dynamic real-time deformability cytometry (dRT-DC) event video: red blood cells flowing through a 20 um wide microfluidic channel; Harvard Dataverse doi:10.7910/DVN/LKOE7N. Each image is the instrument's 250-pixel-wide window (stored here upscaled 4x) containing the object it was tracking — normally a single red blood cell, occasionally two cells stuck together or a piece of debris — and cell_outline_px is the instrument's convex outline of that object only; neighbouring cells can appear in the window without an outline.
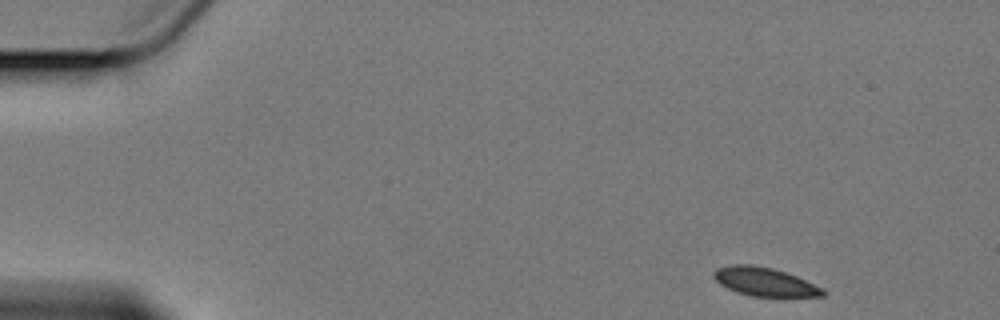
{"species": "Egyptian fruit bat (a non-hibernating species)", "species_latin": "Rousettus aegyptiacus", "temperature_condition": "cold", "stored_images_in_passage": 10, "camera_frame_rate_fps": 3000, "um_per_image_px": 0.085, "animal": {"sex": "female"}, "frame": {"image": 1, "passage_image": 1, "time_ms": 0.0, "image_size_px": [1000, 320], "cell_outline_px": [[828, 292], [824, 296], [752, 296], [736, 292], [720, 284], [712, 276], [712, 272], [716, 268], [732, 264], [752, 264], [772, 268], [796, 276], [824, 288]], "centroid_in_image_um": [64.98, 23.94], "position_along_channel_um": 20.0, "area_um2": 18.21}}
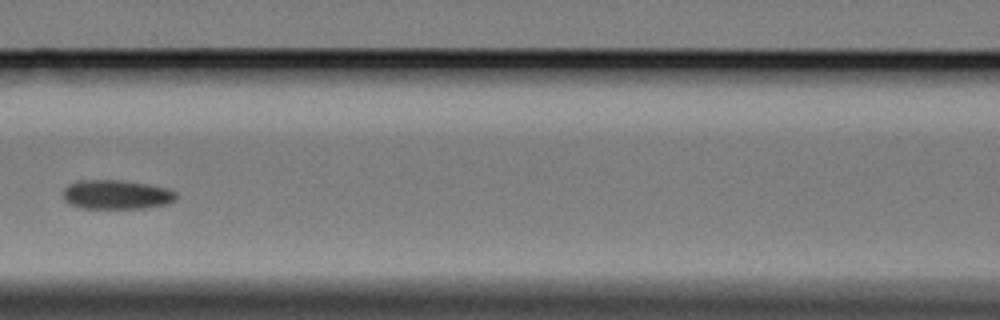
{"frame": {"image": 2, "passage_image": 6, "time_ms": 7.0, "image_size_px": [1000, 320], "cell_outline_px": [[176, 200], [168, 204], [144, 208], [80, 208], [68, 204], [64, 200], [64, 188], [68, 184], [80, 180], [124, 180], [148, 184], [168, 188], [176, 192]], "centroid_in_image_um": [9.9, 16.54], "position_along_channel_um": 156.7, "area_um2": 19.48}}
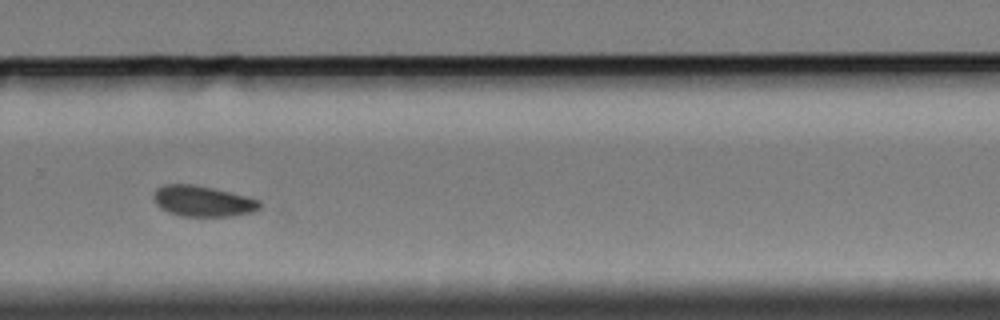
{"frame": {"image": 3, "passage_image": 10, "time_ms": 11.667, "image_size_px": [1000, 320], "cell_outline_px": [[260, 208], [252, 212], [232, 216], [180, 216], [168, 212], [160, 208], [156, 204], [152, 196], [156, 188], [164, 184], [192, 184], [212, 188], [260, 200]], "centroid_in_image_um": [17.18, 17.1], "position_along_channel_um": 312.6, "area_um2": 18.96}}